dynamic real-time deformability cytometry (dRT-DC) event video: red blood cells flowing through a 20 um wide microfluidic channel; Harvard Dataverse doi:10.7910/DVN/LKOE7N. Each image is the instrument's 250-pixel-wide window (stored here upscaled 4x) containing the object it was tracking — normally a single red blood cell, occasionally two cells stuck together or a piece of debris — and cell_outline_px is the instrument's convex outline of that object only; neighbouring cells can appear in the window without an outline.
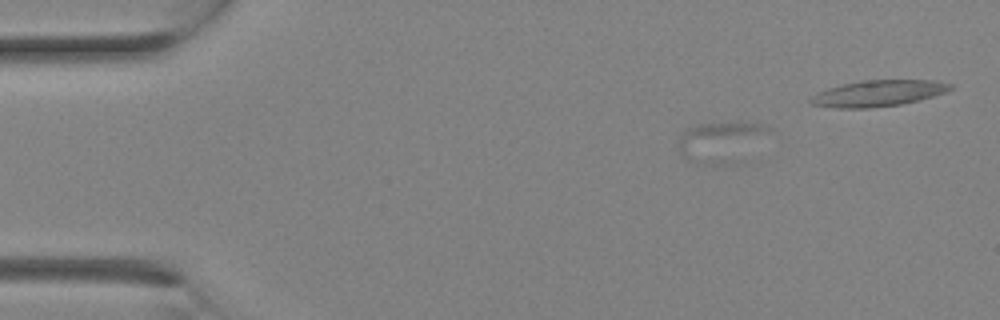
{"species": "Egyptian fruit bat (a non-hibernating species)", "species_latin": "Rousettus aegyptiacus", "temperature_condition": "room temperature", "stored_images_in_passage": 11, "segment_of_instrument_passage": [1, 2], "camera_frame_rate_fps": 3000, "um_per_image_px": 0.085, "animal": {"sex": "female"}, "frame": {"image": 1, "passage_image": 1, "time_ms": 0.0, "image_size_px": [1000, 320], "cell_outline_px": [[772, 128], [744, 164], [696, 164], [688, 160], [680, 152], [680, 136], [688, 128], [696, 124], [736, 120], [760, 124]], "centroid_in_image_um": [61.37, 12.07], "position_along_channel_um": 23.6, "area_um2": 22.54}}
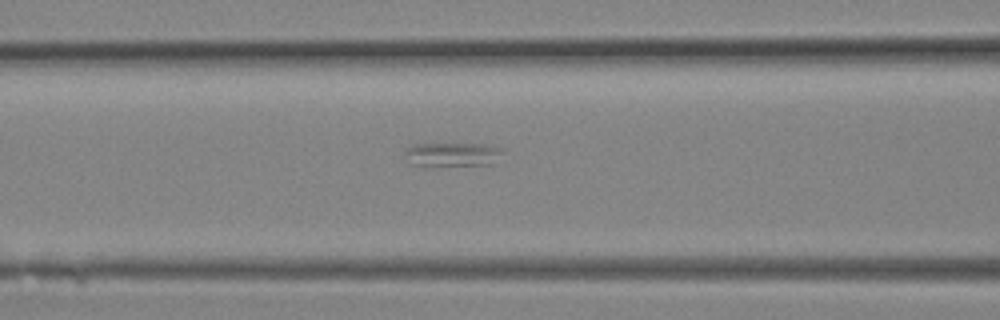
{"frame": {"image": 2, "passage_image": 8, "time_ms": 2.333, "image_size_px": [1000, 320], "cell_outline_px": [[504, 152], [492, 164], [428, 168], [424, 168], [412, 164], [404, 156], [404, 148], [412, 144], [484, 144], [504, 148]], "centroid_in_image_um": [38.39, 13.16], "position_along_channel_um": 128.2, "area_um2": 14.51}}
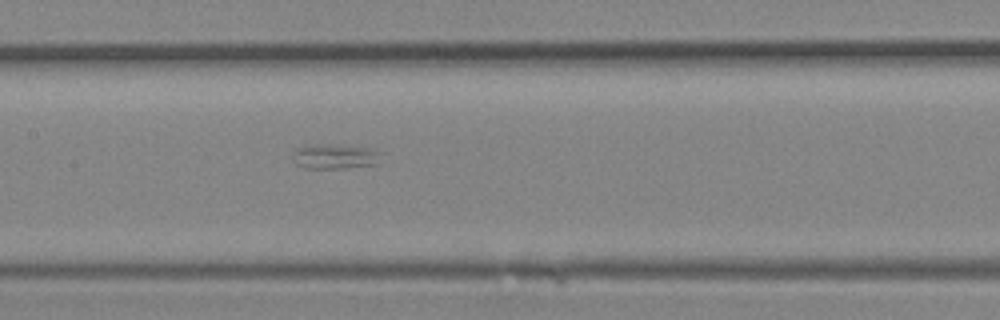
{"frame": {"image": 3, "passage_image": 10, "time_ms": 3.0, "image_size_px": [1000, 320], "cell_outline_px": [[376, 164], [348, 168], [304, 168], [296, 164], [292, 160], [292, 156], [296, 148], [308, 144], [328, 144], [372, 148], [376, 152]], "centroid_in_image_um": [28.33, 13.29], "position_along_channel_um": 179.1, "area_um2": 12.66}}